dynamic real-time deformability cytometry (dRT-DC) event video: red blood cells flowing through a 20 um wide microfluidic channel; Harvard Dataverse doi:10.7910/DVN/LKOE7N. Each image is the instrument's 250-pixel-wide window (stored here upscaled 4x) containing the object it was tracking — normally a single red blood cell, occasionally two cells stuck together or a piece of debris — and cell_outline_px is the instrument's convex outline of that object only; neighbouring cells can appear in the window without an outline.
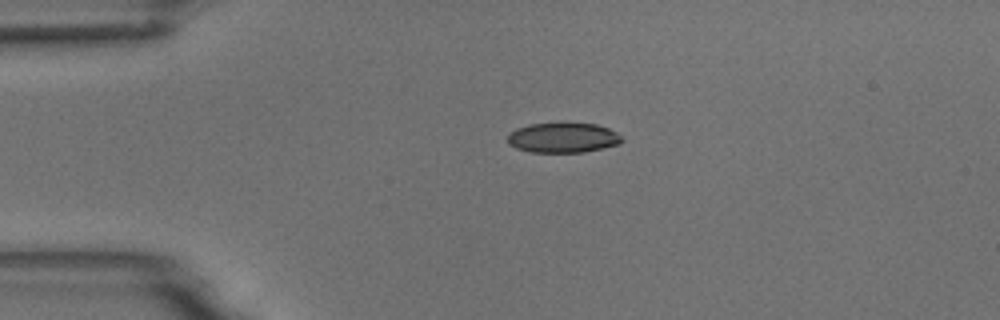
{"species": "common noctule bat (a hibernating species)", "species_latin": "Nyctalus noctula", "temperature_condition": "room temperature", "stored_images_in_passage": 43, "camera_frame_rate_fps": 3000, "um_per_image_px": 0.085, "animal": {"sex": "male", "body_mass_g": 18.8}, "frame": {"image": 1, "passage_image": 1, "time_ms": 0.0, "image_size_px": [1000, 320], "cell_outline_px": [[624, 140], [620, 144], [584, 152], [532, 152], [516, 148], [508, 144], [508, 132], [516, 128], [528, 124], [596, 124], [608, 128], [616, 132]], "centroid_in_image_um": [47.83, 11.71], "position_along_channel_um": 37.2, "area_um2": 19.83}}
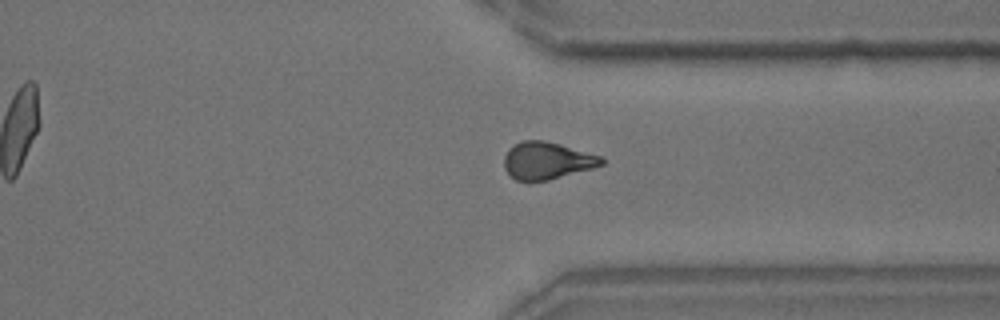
{"frame": {"image": 2, "passage_image": 30, "time_ms": 9.667, "image_size_px": [1000, 320], "cell_outline_px": [[604, 164], [592, 168], [548, 180], [528, 184], [516, 180], [504, 168], [504, 156], [508, 148], [524, 140], [544, 140], [560, 144], [604, 156]], "centroid_in_image_um": [46.49, 13.67], "position_along_channel_um": 364.9, "area_um2": 21.5}}
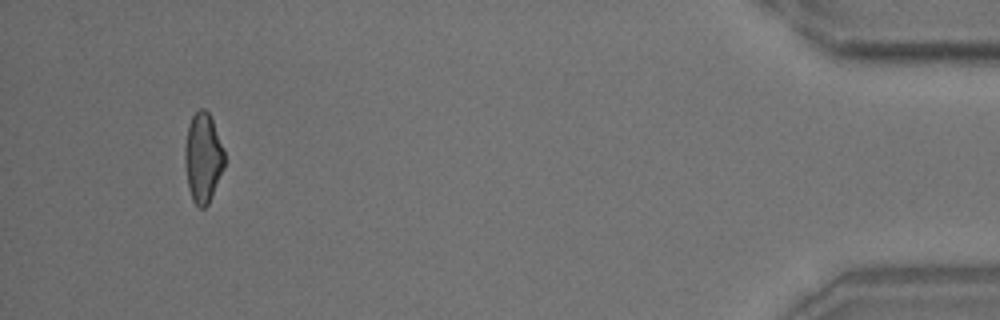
{"frame": {"image": 3, "passage_image": 40, "time_ms": 13.0, "image_size_px": [1000, 320], "cell_outline_px": [[224, 168], [208, 204], [204, 208], [200, 208], [192, 200], [188, 188], [184, 164], [184, 148], [188, 124], [192, 116], [200, 108], [204, 108], [208, 112], [212, 120], [224, 152]], "centroid_in_image_um": [17.23, 13.42], "position_along_channel_um": 418.0, "area_um2": 20.63}, "authors_computed_cell_mechanics": {"area_um2": 21.2704, "velocity_mm_per_s": 3.7342, "shape_relaxation_time_tau1_ms": 4.418, "shape_relaxation_time_tau2_ms": 2.2294, "deformation_change_tau1": 0.1311, "deformation_change_tau2": 0.0904}}